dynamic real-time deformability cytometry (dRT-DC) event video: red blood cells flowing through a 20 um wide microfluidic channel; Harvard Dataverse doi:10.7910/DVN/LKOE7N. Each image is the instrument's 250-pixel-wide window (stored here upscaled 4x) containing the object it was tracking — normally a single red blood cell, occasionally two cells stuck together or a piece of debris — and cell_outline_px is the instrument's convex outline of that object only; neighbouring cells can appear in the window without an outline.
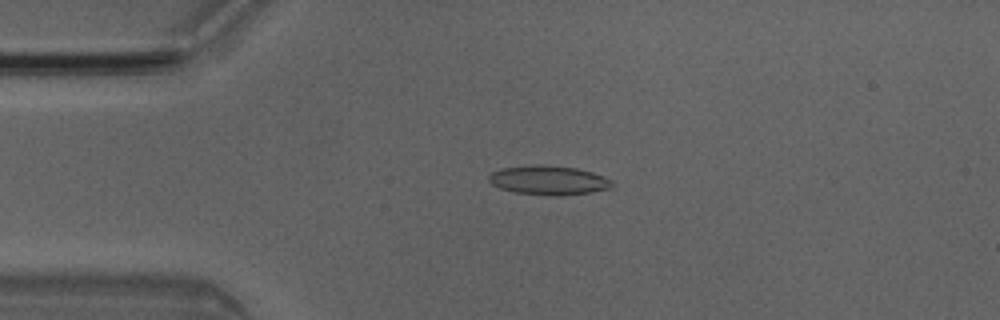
{"species": "Egyptian fruit bat (a non-hibernating species)", "species_latin": "Rousettus aegyptiacus", "temperature_condition": "room temperature", "stored_images_in_passage": 4, "camera_frame_rate_fps": 3000, "um_per_image_px": 0.085, "animal": {"sex": "male"}, "frame": {"image": 1, "passage_image": 4, "time_ms": 1.0, "image_size_px": [1000, 320], "cell_outline_px": [[612, 188], [592, 192], [564, 196], [552, 196], [512, 192], [500, 188], [492, 184], [488, 180], [488, 176], [492, 172], [500, 168], [536, 164], [540, 164], [576, 168], [592, 172], [604, 176], [612, 180]], "centroid_in_image_um": [46.63, 15.33], "position_along_channel_um": 38.4, "area_um2": 21.27}}